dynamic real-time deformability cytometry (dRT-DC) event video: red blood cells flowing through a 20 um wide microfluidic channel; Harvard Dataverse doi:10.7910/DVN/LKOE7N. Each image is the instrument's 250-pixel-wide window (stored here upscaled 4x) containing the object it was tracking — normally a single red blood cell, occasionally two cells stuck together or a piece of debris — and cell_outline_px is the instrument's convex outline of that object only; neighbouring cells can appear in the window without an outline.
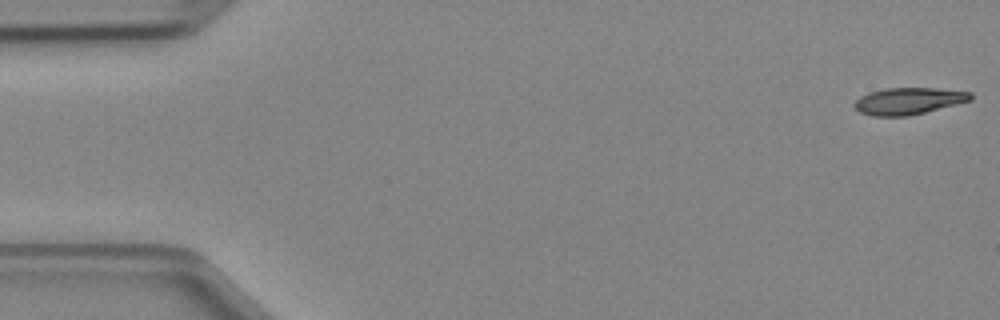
{"species": "Egyptian fruit bat (a non-hibernating species)", "species_latin": "Rousettus aegyptiacus", "temperature_condition": "cold", "stored_images_in_passage": 45, "camera_frame_rate_fps": 3000, "um_per_image_px": 0.085, "animal": {"sex": "female"}, "frame": {"image": 1, "passage_image": 1, "time_ms": 0.0, "image_size_px": [1000, 320], "cell_outline_px": [[972, 100], [908, 116], [872, 116], [860, 112], [852, 104], [860, 96], [868, 92], [884, 88], [936, 88], [972, 92]], "centroid_in_image_um": [77.2, 8.58], "position_along_channel_um": 7.8, "area_um2": 18.15}}
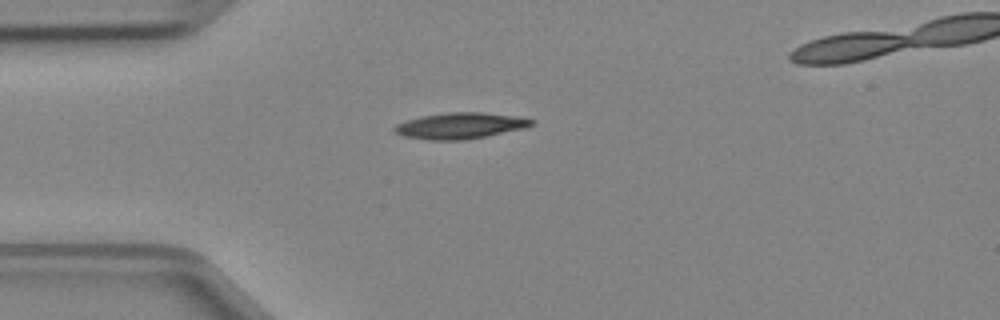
{"frame": {"image": 2, "passage_image": 12, "time_ms": 3.667, "image_size_px": [1000, 320], "cell_outline_px": [[536, 124], [524, 128], [488, 136], [464, 140], [428, 140], [404, 136], [396, 132], [392, 128], [396, 124], [420, 116], [448, 112], [484, 112], [516, 116], [536, 120]], "centroid_in_image_um": [39.16, 10.68], "position_along_channel_um": 45.8, "area_um2": 20.98}}
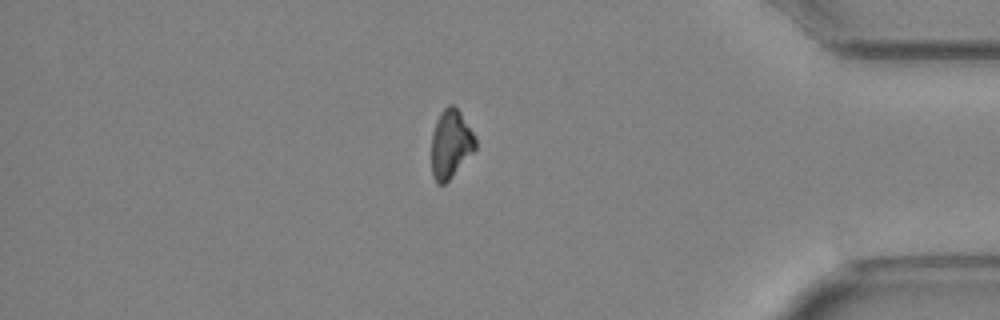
{"frame": {"image": 3, "passage_image": 40, "time_ms": 13.0, "image_size_px": [1000, 320], "cell_outline_px": [[476, 148], [452, 176], [444, 184], [436, 184], [432, 176], [432, 132], [436, 120], [440, 112], [448, 104], [452, 104], [460, 112], [476, 136]], "centroid_in_image_um": [38.3, 12.22], "position_along_channel_um": 396.9, "area_um2": 17.51}}